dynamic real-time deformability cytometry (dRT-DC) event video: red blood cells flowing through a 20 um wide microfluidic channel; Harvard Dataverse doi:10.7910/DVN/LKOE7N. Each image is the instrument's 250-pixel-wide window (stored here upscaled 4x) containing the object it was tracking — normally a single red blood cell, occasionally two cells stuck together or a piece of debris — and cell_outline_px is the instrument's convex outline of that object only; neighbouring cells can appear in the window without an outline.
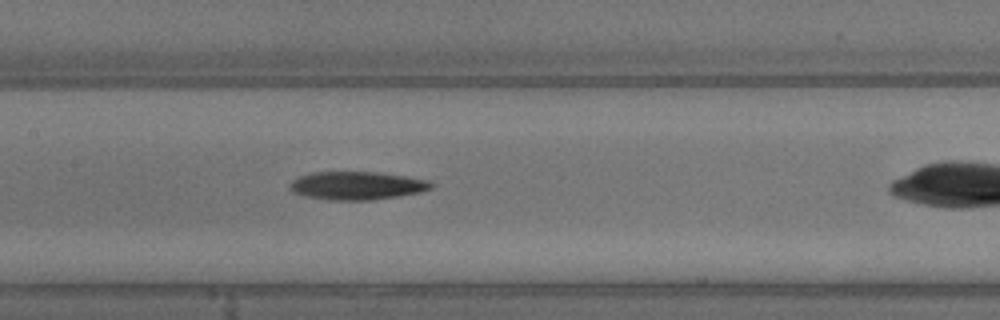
{"species": "common noctule bat (a hibernating species)", "species_latin": "Nyctalus noctula", "temperature_condition": "warm", "stored_images_in_passage": 5, "camera_frame_rate_fps": 3000, "um_per_image_px": 0.085, "animal": {"sex": "male", "body_mass_g": 13.3}, "frame": {"image": 1, "passage_image": 4, "time_ms": 1.0, "image_size_px": [1000, 320], "cell_outline_px": [[436, 184], [432, 188], [420, 192], [400, 196], [372, 200], [328, 200], [304, 196], [292, 192], [288, 188], [288, 184], [292, 180], [300, 176], [312, 172], [380, 172], [432, 180]], "centroid_in_image_um": [30.36, 15.78], "position_along_channel_um": 177.0, "area_um2": 23.64}}